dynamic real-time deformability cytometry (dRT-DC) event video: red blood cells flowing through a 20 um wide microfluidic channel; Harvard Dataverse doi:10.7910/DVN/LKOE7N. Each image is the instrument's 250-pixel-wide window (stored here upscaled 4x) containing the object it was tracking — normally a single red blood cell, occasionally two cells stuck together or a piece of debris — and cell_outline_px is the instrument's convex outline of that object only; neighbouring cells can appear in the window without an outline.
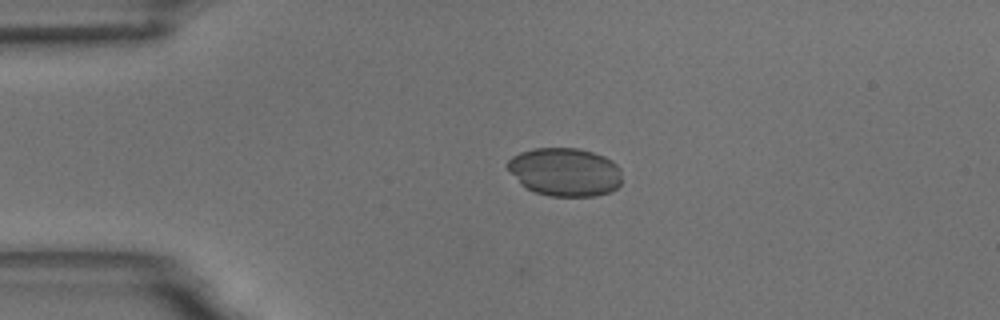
{"species": "common noctule bat (a hibernating species)", "species_latin": "Nyctalus noctula", "temperature_condition": "room temperature", "stored_images_in_passage": 43, "camera_frame_rate_fps": 3000, "um_per_image_px": 0.085, "animal": {"sex": "male", "body_mass_g": 18.8}, "frame": {"image": 1, "passage_image": 1, "time_ms": 0.0, "image_size_px": [1000, 320], "cell_outline_px": [[620, 184], [616, 188], [608, 192], [596, 196], [548, 196], [536, 192], [520, 184], [508, 168], [508, 160], [512, 156], [520, 152], [532, 148], [576, 148], [592, 152], [604, 156], [612, 160], [620, 168]], "centroid_in_image_um": [48.02, 14.61], "position_along_channel_um": 37.0, "area_um2": 32.14}}
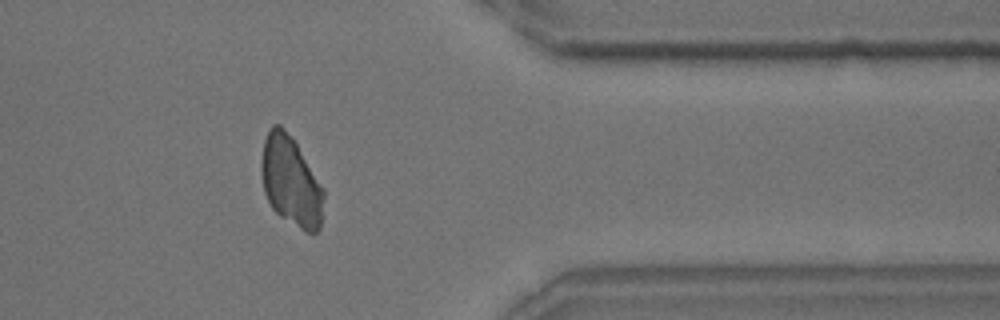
{"frame": {"image": 2, "passage_image": 34, "time_ms": 11.0, "image_size_px": [1000, 320], "cell_outline_px": [[324, 196], [320, 228], [316, 232], [304, 232], [280, 216], [272, 208], [264, 192], [260, 172], [260, 164], [264, 140], [272, 124], [280, 124], [292, 136], [324, 188]], "centroid_in_image_um": [24.72, 15.4], "position_along_channel_um": 386.7, "area_um2": 32.89}}
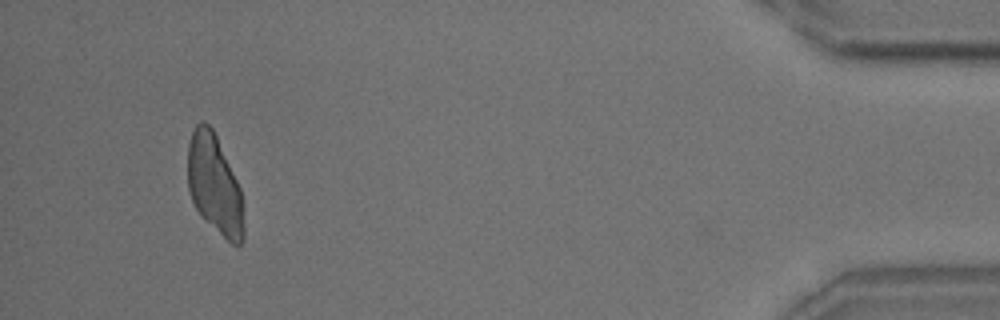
{"frame": {"image": 3, "passage_image": 41, "time_ms": 13.333, "image_size_px": [1000, 320], "cell_outline_px": [[244, 240], [240, 244], [232, 244], [204, 220], [200, 216], [192, 200], [188, 188], [188, 144], [192, 132], [196, 124], [200, 120], [204, 120], [212, 128], [216, 136], [240, 188], [244, 228]], "centroid_in_image_um": [18.22, 15.69], "position_along_channel_um": 417.0, "area_um2": 32.19}}